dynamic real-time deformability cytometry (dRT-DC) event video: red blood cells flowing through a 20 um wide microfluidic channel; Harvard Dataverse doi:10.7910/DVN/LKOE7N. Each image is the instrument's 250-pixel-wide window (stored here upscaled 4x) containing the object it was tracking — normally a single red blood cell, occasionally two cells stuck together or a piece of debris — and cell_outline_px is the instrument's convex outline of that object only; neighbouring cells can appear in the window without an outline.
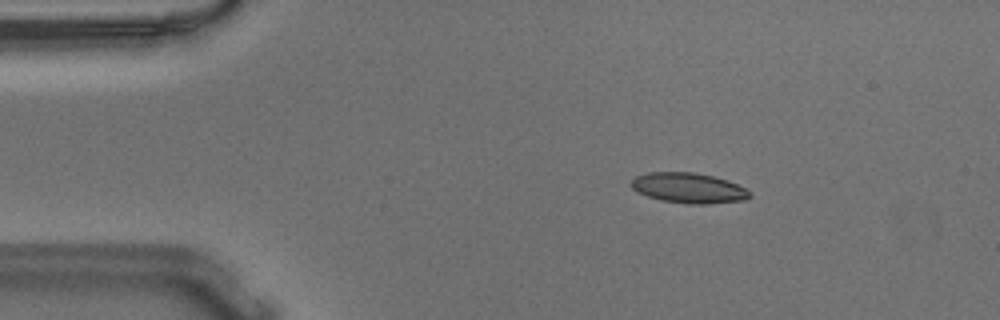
{"species": "Egyptian fruit bat (a non-hibernating species)", "species_latin": "Rousettus aegyptiacus", "temperature_condition": "warm", "stored_images_in_passage": 47, "camera_frame_rate_fps": 3000, "um_per_image_px": 0.085, "animal": {"sex": "male"}, "frame": {"image": 1, "passage_image": 1, "time_ms": 0.0, "image_size_px": [1000, 320], "cell_outline_px": [[752, 196], [744, 200], [708, 204], [688, 204], [660, 200], [636, 192], [628, 184], [632, 176], [648, 172], [692, 172], [712, 176], [728, 180], [752, 192]], "centroid_in_image_um": [58.47, 15.97], "position_along_channel_um": 26.5, "area_um2": 21.21}}
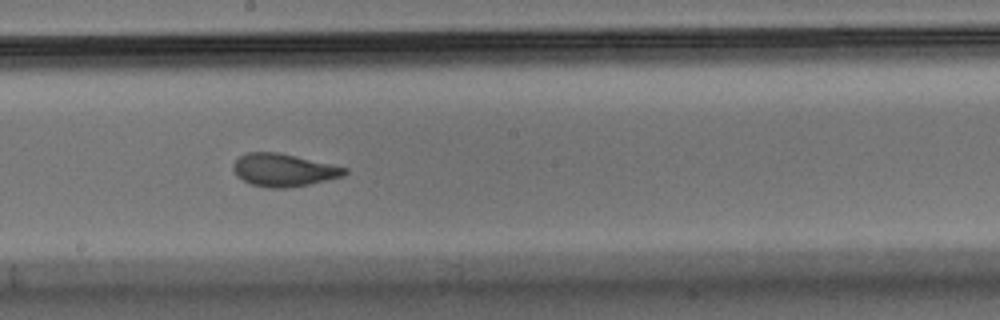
{"frame": {"image": 2, "passage_image": 22, "time_ms": 7.0, "image_size_px": [1000, 320], "cell_outline_px": [[348, 172], [344, 176], [308, 184], [288, 188], [268, 188], [252, 184], [236, 176], [232, 168], [232, 164], [240, 156], [248, 152], [276, 152], [296, 156], [348, 168]], "centroid_in_image_um": [24.09, 14.45], "position_along_channel_um": 224.1, "area_um2": 21.15}}
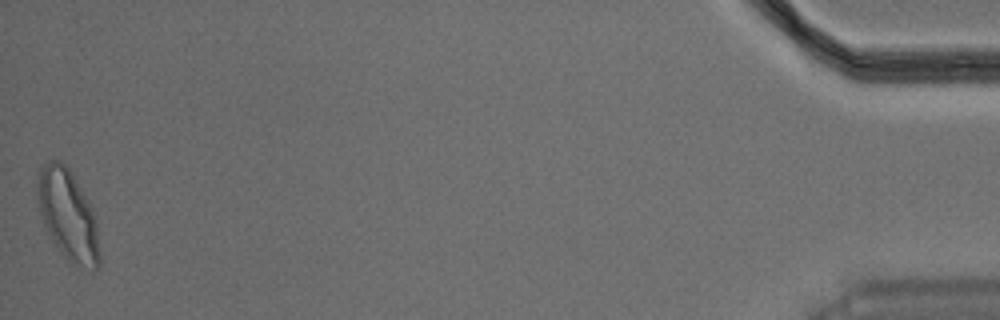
{"frame": {"image": 3, "passage_image": 47, "time_ms": 15.333, "image_size_px": [1000, 320], "cell_outline_px": [[100, 264], [96, 268], [92, 268], [72, 264], [60, 252], [52, 240], [44, 224], [40, 212], [36, 196], [36, 172], [48, 160], [60, 160], [72, 172], [88, 200], [92, 208], [96, 220], [100, 252]], "centroid_in_image_um": [5.75, 18.23], "position_along_channel_um": 429.4, "area_um2": 33.0}, "authors_computed_cell_mechanics": {"area_um2": 21.3282, "velocity_mm_per_s": 3.6316, "shape_relaxation_time_tau1_ms": 6.3986, "shape_relaxation_time_tau2_ms": 1.2337, "deformation_change_tau1": 0.1917, "deformation_change_tau2": 0.0689}}